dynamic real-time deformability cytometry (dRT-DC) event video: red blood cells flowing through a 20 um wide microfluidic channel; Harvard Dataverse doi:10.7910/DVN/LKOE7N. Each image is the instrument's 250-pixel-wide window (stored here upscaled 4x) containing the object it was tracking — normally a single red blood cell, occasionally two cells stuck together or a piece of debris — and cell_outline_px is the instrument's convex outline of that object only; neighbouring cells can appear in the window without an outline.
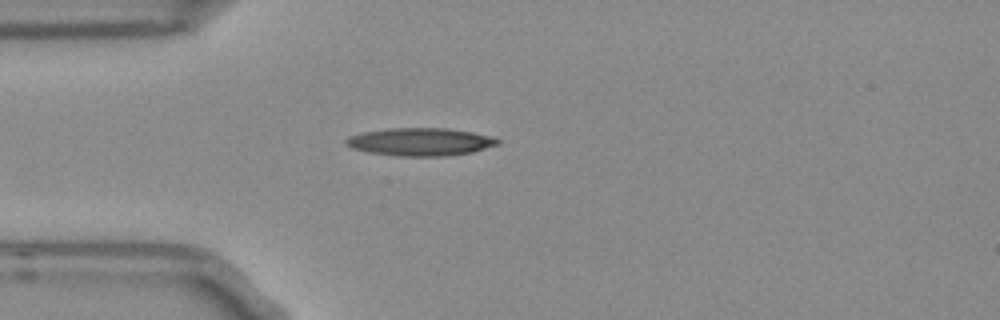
{"species": "Egyptian fruit bat (a non-hibernating species)", "species_latin": "Rousettus aegyptiacus", "temperature_condition": "room temperature", "stored_images_in_passage": 1, "camera_frame_rate_fps": 3000, "um_per_image_px": 0.085, "frame": {"image": 1, "passage_image": 1, "time_ms": 0.0, "image_size_px": [1000, 320], "cell_outline_px": [[500, 144], [472, 152], [444, 156], [396, 156], [368, 152], [352, 148], [344, 144], [344, 140], [348, 136], [364, 132], [388, 128], [448, 128], [472, 132], [492, 136], [500, 140]], "centroid_in_image_um": [35.72, 12.05], "position_along_channel_um": 49.3, "area_um2": 24.74}}